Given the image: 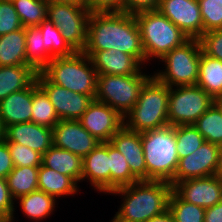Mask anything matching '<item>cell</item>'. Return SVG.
Returning a JSON list of instances; mask_svg holds the SVG:
<instances>
[{"instance_id":"d6a6232c","label":"cell","mask_w":222,"mask_h":222,"mask_svg":"<svg viewBox=\"0 0 222 222\" xmlns=\"http://www.w3.org/2000/svg\"><path fill=\"white\" fill-rule=\"evenodd\" d=\"M42 33L45 50L53 57H68L75 51L68 45L61 35L59 29L48 19L43 20L37 26Z\"/></svg>"},{"instance_id":"3957f363","label":"cell","mask_w":222,"mask_h":222,"mask_svg":"<svg viewBox=\"0 0 222 222\" xmlns=\"http://www.w3.org/2000/svg\"><path fill=\"white\" fill-rule=\"evenodd\" d=\"M141 142L146 163V181L171 182L179 162L175 126L168 124L141 132Z\"/></svg>"},{"instance_id":"5bb4252c","label":"cell","mask_w":222,"mask_h":222,"mask_svg":"<svg viewBox=\"0 0 222 222\" xmlns=\"http://www.w3.org/2000/svg\"><path fill=\"white\" fill-rule=\"evenodd\" d=\"M219 145L204 141L191 155L179 159L173 186L182 180L214 176L218 163Z\"/></svg>"},{"instance_id":"484cf974","label":"cell","mask_w":222,"mask_h":222,"mask_svg":"<svg viewBox=\"0 0 222 222\" xmlns=\"http://www.w3.org/2000/svg\"><path fill=\"white\" fill-rule=\"evenodd\" d=\"M25 27L0 36V66L28 65Z\"/></svg>"},{"instance_id":"603a6c76","label":"cell","mask_w":222,"mask_h":222,"mask_svg":"<svg viewBox=\"0 0 222 222\" xmlns=\"http://www.w3.org/2000/svg\"><path fill=\"white\" fill-rule=\"evenodd\" d=\"M37 74L29 65L0 66V101L11 93L28 88Z\"/></svg>"},{"instance_id":"7c38bea8","label":"cell","mask_w":222,"mask_h":222,"mask_svg":"<svg viewBox=\"0 0 222 222\" xmlns=\"http://www.w3.org/2000/svg\"><path fill=\"white\" fill-rule=\"evenodd\" d=\"M82 126L100 142H109L124 125V117L108 104L93 99L78 119Z\"/></svg>"},{"instance_id":"816d5d0a","label":"cell","mask_w":222,"mask_h":222,"mask_svg":"<svg viewBox=\"0 0 222 222\" xmlns=\"http://www.w3.org/2000/svg\"><path fill=\"white\" fill-rule=\"evenodd\" d=\"M0 222H13V221H11V220H8V221H0Z\"/></svg>"},{"instance_id":"8fae6325","label":"cell","mask_w":222,"mask_h":222,"mask_svg":"<svg viewBox=\"0 0 222 222\" xmlns=\"http://www.w3.org/2000/svg\"><path fill=\"white\" fill-rule=\"evenodd\" d=\"M38 86L47 94L60 120H78L93 98L73 92L51 82L42 72L36 77Z\"/></svg>"},{"instance_id":"f546056e","label":"cell","mask_w":222,"mask_h":222,"mask_svg":"<svg viewBox=\"0 0 222 222\" xmlns=\"http://www.w3.org/2000/svg\"><path fill=\"white\" fill-rule=\"evenodd\" d=\"M59 121L60 119L47 94L38 86L37 80H35L33 82L31 122L53 128Z\"/></svg>"},{"instance_id":"7bdbcfd3","label":"cell","mask_w":222,"mask_h":222,"mask_svg":"<svg viewBox=\"0 0 222 222\" xmlns=\"http://www.w3.org/2000/svg\"><path fill=\"white\" fill-rule=\"evenodd\" d=\"M160 0H124V12L136 14L141 11L157 10Z\"/></svg>"},{"instance_id":"b9f144b4","label":"cell","mask_w":222,"mask_h":222,"mask_svg":"<svg viewBox=\"0 0 222 222\" xmlns=\"http://www.w3.org/2000/svg\"><path fill=\"white\" fill-rule=\"evenodd\" d=\"M87 8L91 12H124V0H87Z\"/></svg>"},{"instance_id":"836d02e7","label":"cell","mask_w":222,"mask_h":222,"mask_svg":"<svg viewBox=\"0 0 222 222\" xmlns=\"http://www.w3.org/2000/svg\"><path fill=\"white\" fill-rule=\"evenodd\" d=\"M13 6L18 13L23 27H37L47 19L46 0H13Z\"/></svg>"},{"instance_id":"ac0fdd59","label":"cell","mask_w":222,"mask_h":222,"mask_svg":"<svg viewBox=\"0 0 222 222\" xmlns=\"http://www.w3.org/2000/svg\"><path fill=\"white\" fill-rule=\"evenodd\" d=\"M83 52L90 57L97 75H132L139 74L144 69L134 56L119 50Z\"/></svg>"},{"instance_id":"4dcf8cb0","label":"cell","mask_w":222,"mask_h":222,"mask_svg":"<svg viewBox=\"0 0 222 222\" xmlns=\"http://www.w3.org/2000/svg\"><path fill=\"white\" fill-rule=\"evenodd\" d=\"M109 156V192L119 187L131 185L138 180L131 174L124 156L108 142Z\"/></svg>"},{"instance_id":"277c9868","label":"cell","mask_w":222,"mask_h":222,"mask_svg":"<svg viewBox=\"0 0 222 222\" xmlns=\"http://www.w3.org/2000/svg\"><path fill=\"white\" fill-rule=\"evenodd\" d=\"M168 100L169 86L152 75L142 86L133 108L124 116V126L141 133L168 125Z\"/></svg>"},{"instance_id":"9c48e42d","label":"cell","mask_w":222,"mask_h":222,"mask_svg":"<svg viewBox=\"0 0 222 222\" xmlns=\"http://www.w3.org/2000/svg\"><path fill=\"white\" fill-rule=\"evenodd\" d=\"M91 11L59 1H48L47 19L59 29L62 37L75 52H83L87 43Z\"/></svg>"},{"instance_id":"f1b7e54d","label":"cell","mask_w":222,"mask_h":222,"mask_svg":"<svg viewBox=\"0 0 222 222\" xmlns=\"http://www.w3.org/2000/svg\"><path fill=\"white\" fill-rule=\"evenodd\" d=\"M26 62L37 73L41 72L53 57L45 50L41 30L38 27H26Z\"/></svg>"},{"instance_id":"60d3db41","label":"cell","mask_w":222,"mask_h":222,"mask_svg":"<svg viewBox=\"0 0 222 222\" xmlns=\"http://www.w3.org/2000/svg\"><path fill=\"white\" fill-rule=\"evenodd\" d=\"M15 200L12 198L6 178H0V221L11 220L14 222Z\"/></svg>"},{"instance_id":"681fc988","label":"cell","mask_w":222,"mask_h":222,"mask_svg":"<svg viewBox=\"0 0 222 222\" xmlns=\"http://www.w3.org/2000/svg\"><path fill=\"white\" fill-rule=\"evenodd\" d=\"M214 103L217 105V107L222 112V95L215 97L214 98Z\"/></svg>"},{"instance_id":"6da1fadb","label":"cell","mask_w":222,"mask_h":222,"mask_svg":"<svg viewBox=\"0 0 222 222\" xmlns=\"http://www.w3.org/2000/svg\"><path fill=\"white\" fill-rule=\"evenodd\" d=\"M119 50L145 67V53L134 14L122 11L91 12L84 51Z\"/></svg>"},{"instance_id":"e0dca14e","label":"cell","mask_w":222,"mask_h":222,"mask_svg":"<svg viewBox=\"0 0 222 222\" xmlns=\"http://www.w3.org/2000/svg\"><path fill=\"white\" fill-rule=\"evenodd\" d=\"M109 142L124 156L131 174L138 181H146V163L141 133L129 130L123 125Z\"/></svg>"},{"instance_id":"d4e9b609","label":"cell","mask_w":222,"mask_h":222,"mask_svg":"<svg viewBox=\"0 0 222 222\" xmlns=\"http://www.w3.org/2000/svg\"><path fill=\"white\" fill-rule=\"evenodd\" d=\"M15 202L20 204L24 217L35 222L49 217L55 211L57 204V200L53 196L40 190L20 196Z\"/></svg>"},{"instance_id":"ee69618b","label":"cell","mask_w":222,"mask_h":222,"mask_svg":"<svg viewBox=\"0 0 222 222\" xmlns=\"http://www.w3.org/2000/svg\"><path fill=\"white\" fill-rule=\"evenodd\" d=\"M13 168L14 164L8 149V142L2 139L0 141V178H6Z\"/></svg>"},{"instance_id":"bcb514c9","label":"cell","mask_w":222,"mask_h":222,"mask_svg":"<svg viewBox=\"0 0 222 222\" xmlns=\"http://www.w3.org/2000/svg\"><path fill=\"white\" fill-rule=\"evenodd\" d=\"M146 222H175L174 217L169 209L164 211L163 213L152 217Z\"/></svg>"},{"instance_id":"4fadbf2b","label":"cell","mask_w":222,"mask_h":222,"mask_svg":"<svg viewBox=\"0 0 222 222\" xmlns=\"http://www.w3.org/2000/svg\"><path fill=\"white\" fill-rule=\"evenodd\" d=\"M157 10L189 39H199L202 36L203 21L198 0H160Z\"/></svg>"},{"instance_id":"8992f818","label":"cell","mask_w":222,"mask_h":222,"mask_svg":"<svg viewBox=\"0 0 222 222\" xmlns=\"http://www.w3.org/2000/svg\"><path fill=\"white\" fill-rule=\"evenodd\" d=\"M41 72L63 88L95 98L98 75L84 52L53 58Z\"/></svg>"},{"instance_id":"4316f807","label":"cell","mask_w":222,"mask_h":222,"mask_svg":"<svg viewBox=\"0 0 222 222\" xmlns=\"http://www.w3.org/2000/svg\"><path fill=\"white\" fill-rule=\"evenodd\" d=\"M197 86L213 99L222 95V61L201 52Z\"/></svg>"},{"instance_id":"e575fe53","label":"cell","mask_w":222,"mask_h":222,"mask_svg":"<svg viewBox=\"0 0 222 222\" xmlns=\"http://www.w3.org/2000/svg\"><path fill=\"white\" fill-rule=\"evenodd\" d=\"M168 209L175 222H204L205 208L182 200L173 190L169 197Z\"/></svg>"},{"instance_id":"5b68a950","label":"cell","mask_w":222,"mask_h":222,"mask_svg":"<svg viewBox=\"0 0 222 222\" xmlns=\"http://www.w3.org/2000/svg\"><path fill=\"white\" fill-rule=\"evenodd\" d=\"M134 15L145 53V64L154 58L161 59L166 53L189 39L158 10L141 11Z\"/></svg>"},{"instance_id":"8d00e7d4","label":"cell","mask_w":222,"mask_h":222,"mask_svg":"<svg viewBox=\"0 0 222 222\" xmlns=\"http://www.w3.org/2000/svg\"><path fill=\"white\" fill-rule=\"evenodd\" d=\"M203 33L222 29V0H198Z\"/></svg>"},{"instance_id":"f6af8a7d","label":"cell","mask_w":222,"mask_h":222,"mask_svg":"<svg viewBox=\"0 0 222 222\" xmlns=\"http://www.w3.org/2000/svg\"><path fill=\"white\" fill-rule=\"evenodd\" d=\"M204 222H222V201L205 208Z\"/></svg>"},{"instance_id":"44dd1931","label":"cell","mask_w":222,"mask_h":222,"mask_svg":"<svg viewBox=\"0 0 222 222\" xmlns=\"http://www.w3.org/2000/svg\"><path fill=\"white\" fill-rule=\"evenodd\" d=\"M33 83L0 101V119L4 129L13 124L31 122Z\"/></svg>"},{"instance_id":"1f68e13d","label":"cell","mask_w":222,"mask_h":222,"mask_svg":"<svg viewBox=\"0 0 222 222\" xmlns=\"http://www.w3.org/2000/svg\"><path fill=\"white\" fill-rule=\"evenodd\" d=\"M205 141L222 145V112L213 103L193 124Z\"/></svg>"},{"instance_id":"9a60e30c","label":"cell","mask_w":222,"mask_h":222,"mask_svg":"<svg viewBox=\"0 0 222 222\" xmlns=\"http://www.w3.org/2000/svg\"><path fill=\"white\" fill-rule=\"evenodd\" d=\"M53 146L65 149L82 159L99 143L78 120H60L52 128Z\"/></svg>"},{"instance_id":"83f0119b","label":"cell","mask_w":222,"mask_h":222,"mask_svg":"<svg viewBox=\"0 0 222 222\" xmlns=\"http://www.w3.org/2000/svg\"><path fill=\"white\" fill-rule=\"evenodd\" d=\"M39 167H14L6 177L10 194L14 200L38 190Z\"/></svg>"},{"instance_id":"ab89813d","label":"cell","mask_w":222,"mask_h":222,"mask_svg":"<svg viewBox=\"0 0 222 222\" xmlns=\"http://www.w3.org/2000/svg\"><path fill=\"white\" fill-rule=\"evenodd\" d=\"M199 41L204 54L222 61V29L203 33Z\"/></svg>"},{"instance_id":"ba28073f","label":"cell","mask_w":222,"mask_h":222,"mask_svg":"<svg viewBox=\"0 0 222 222\" xmlns=\"http://www.w3.org/2000/svg\"><path fill=\"white\" fill-rule=\"evenodd\" d=\"M152 75H98L95 100L108 104L124 117L138 100L140 90Z\"/></svg>"},{"instance_id":"c3c4849f","label":"cell","mask_w":222,"mask_h":222,"mask_svg":"<svg viewBox=\"0 0 222 222\" xmlns=\"http://www.w3.org/2000/svg\"><path fill=\"white\" fill-rule=\"evenodd\" d=\"M52 1L65 2L77 6H87V0H52Z\"/></svg>"},{"instance_id":"7a4b0ae2","label":"cell","mask_w":222,"mask_h":222,"mask_svg":"<svg viewBox=\"0 0 222 222\" xmlns=\"http://www.w3.org/2000/svg\"><path fill=\"white\" fill-rule=\"evenodd\" d=\"M172 185L165 181H138L109 192L122 203L114 214L115 222H146L168 209Z\"/></svg>"},{"instance_id":"2e32d148","label":"cell","mask_w":222,"mask_h":222,"mask_svg":"<svg viewBox=\"0 0 222 222\" xmlns=\"http://www.w3.org/2000/svg\"><path fill=\"white\" fill-rule=\"evenodd\" d=\"M172 190L184 201L212 207L222 201V179L217 176L182 180L172 186Z\"/></svg>"},{"instance_id":"7402d4cb","label":"cell","mask_w":222,"mask_h":222,"mask_svg":"<svg viewBox=\"0 0 222 222\" xmlns=\"http://www.w3.org/2000/svg\"><path fill=\"white\" fill-rule=\"evenodd\" d=\"M42 165L71 177L77 184L82 182L83 159L70 151L52 145L42 155Z\"/></svg>"},{"instance_id":"7dc6e473","label":"cell","mask_w":222,"mask_h":222,"mask_svg":"<svg viewBox=\"0 0 222 222\" xmlns=\"http://www.w3.org/2000/svg\"><path fill=\"white\" fill-rule=\"evenodd\" d=\"M215 176L222 179V145H219L218 163L216 167Z\"/></svg>"},{"instance_id":"f907efd6","label":"cell","mask_w":222,"mask_h":222,"mask_svg":"<svg viewBox=\"0 0 222 222\" xmlns=\"http://www.w3.org/2000/svg\"><path fill=\"white\" fill-rule=\"evenodd\" d=\"M2 139H4V127H3L1 119H0V141Z\"/></svg>"},{"instance_id":"d6986e66","label":"cell","mask_w":222,"mask_h":222,"mask_svg":"<svg viewBox=\"0 0 222 222\" xmlns=\"http://www.w3.org/2000/svg\"><path fill=\"white\" fill-rule=\"evenodd\" d=\"M4 140L25 145L43 155L53 145L52 128L34 122L17 123L4 129Z\"/></svg>"},{"instance_id":"d590c367","label":"cell","mask_w":222,"mask_h":222,"mask_svg":"<svg viewBox=\"0 0 222 222\" xmlns=\"http://www.w3.org/2000/svg\"><path fill=\"white\" fill-rule=\"evenodd\" d=\"M175 138L179 159L194 153L205 141L193 124L175 126Z\"/></svg>"},{"instance_id":"52a82bcc","label":"cell","mask_w":222,"mask_h":222,"mask_svg":"<svg viewBox=\"0 0 222 222\" xmlns=\"http://www.w3.org/2000/svg\"><path fill=\"white\" fill-rule=\"evenodd\" d=\"M201 52L199 39H188L159 59L164 62L165 69L156 70L152 75L169 87L196 85Z\"/></svg>"},{"instance_id":"ffe728a7","label":"cell","mask_w":222,"mask_h":222,"mask_svg":"<svg viewBox=\"0 0 222 222\" xmlns=\"http://www.w3.org/2000/svg\"><path fill=\"white\" fill-rule=\"evenodd\" d=\"M89 181L98 193H109L108 142H100L83 158L82 182Z\"/></svg>"},{"instance_id":"74e56055","label":"cell","mask_w":222,"mask_h":222,"mask_svg":"<svg viewBox=\"0 0 222 222\" xmlns=\"http://www.w3.org/2000/svg\"><path fill=\"white\" fill-rule=\"evenodd\" d=\"M8 149L14 167H40L42 165V154L25 145L8 143Z\"/></svg>"},{"instance_id":"f35d334b","label":"cell","mask_w":222,"mask_h":222,"mask_svg":"<svg viewBox=\"0 0 222 222\" xmlns=\"http://www.w3.org/2000/svg\"><path fill=\"white\" fill-rule=\"evenodd\" d=\"M22 28L23 26L13 3L0 0V36Z\"/></svg>"},{"instance_id":"cb8c5ba5","label":"cell","mask_w":222,"mask_h":222,"mask_svg":"<svg viewBox=\"0 0 222 222\" xmlns=\"http://www.w3.org/2000/svg\"><path fill=\"white\" fill-rule=\"evenodd\" d=\"M78 184L69 176L60 174L51 168L41 165L38 173V190L53 196L55 199L74 196L79 191Z\"/></svg>"},{"instance_id":"30bf717a","label":"cell","mask_w":222,"mask_h":222,"mask_svg":"<svg viewBox=\"0 0 222 222\" xmlns=\"http://www.w3.org/2000/svg\"><path fill=\"white\" fill-rule=\"evenodd\" d=\"M213 103L214 99L197 85L169 87L168 124H194Z\"/></svg>"}]
</instances>
